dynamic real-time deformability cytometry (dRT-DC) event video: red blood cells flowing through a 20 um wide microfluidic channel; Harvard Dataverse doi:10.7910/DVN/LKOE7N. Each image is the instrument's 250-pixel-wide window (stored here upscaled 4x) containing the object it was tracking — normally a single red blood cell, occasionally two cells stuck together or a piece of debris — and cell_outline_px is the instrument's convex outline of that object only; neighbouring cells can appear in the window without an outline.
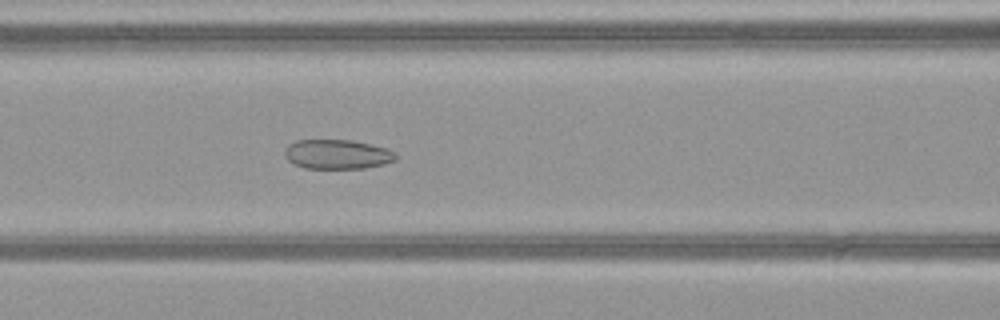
{"species": "common noctule bat (a hibernating species)", "species_latin": "Nyctalus noctula", "temperature_condition": "warm", "stored_images_in_passage": 51, "camera_frame_rate_fps": 3000, "um_per_image_px": 0.085, "animal": {"sex": "female", "body_mass_g": 21.9}, "frame": {"image": 1, "passage_image": 23, "time_ms": 7.333, "image_size_px": [1000, 320], "cell_outline_px": [[396, 160], [384, 164], [364, 168], [304, 168], [292, 164], [284, 156], [284, 148], [288, 144], [296, 140], [352, 140], [388, 148], [396, 152]], "centroid_in_image_um": [28.65, 13.11], "position_along_channel_um": 138.0, "area_um2": 19.31}}
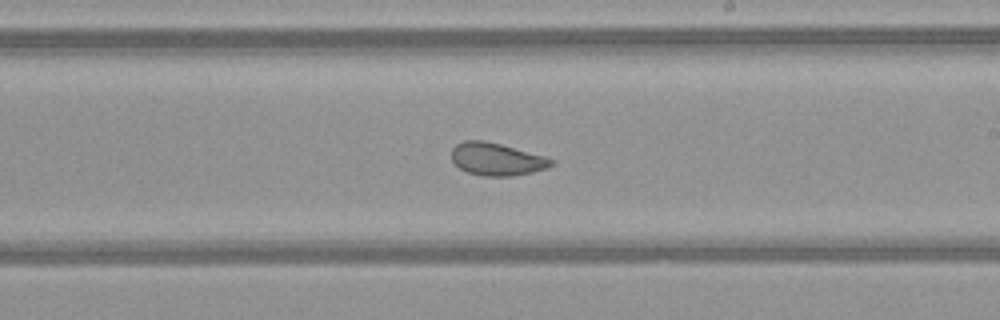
{"frame": {"image": 2, "passage_image": 31, "time_ms": 10.0, "image_size_px": [1000, 320], "cell_outline_px": [[552, 164], [548, 168], [532, 172], [512, 176], [484, 176], [468, 172], [460, 168], [452, 160], [452, 148], [456, 144], [464, 140], [484, 140], [500, 144], [544, 156], [552, 160]], "centroid_in_image_um": [42.19, 13.53], "position_along_channel_um": 246.8, "area_um2": 18.73}}
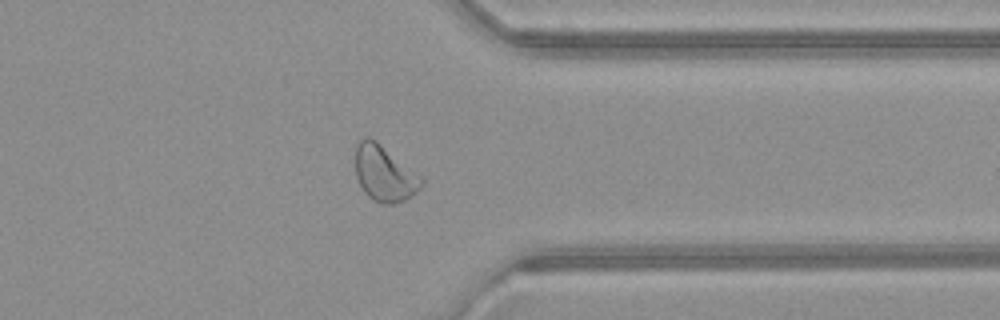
{"frame": {"image": 3, "passage_image": 41, "time_ms": 13.333, "image_size_px": [1000, 320], "cell_outline_px": [[424, 184], [412, 196], [404, 200], [392, 204], [384, 204], [372, 200], [364, 192], [356, 176], [356, 140], [368, 136], [376, 140], [420, 176], [424, 180]], "centroid_in_image_um": [32.65, 14.74], "position_along_channel_um": 378.7, "area_um2": 21.39}, "authors_computed_cell_mechanics": {"area_um2": 23.409, "velocity_mm_per_s": 4.079, "shape_relaxation_time_tau1_ms": null, "shape_relaxation_time_tau2_ms": 1.7528, "deformation_change_tau1": null, "deformation_change_tau2": 0.0694}}